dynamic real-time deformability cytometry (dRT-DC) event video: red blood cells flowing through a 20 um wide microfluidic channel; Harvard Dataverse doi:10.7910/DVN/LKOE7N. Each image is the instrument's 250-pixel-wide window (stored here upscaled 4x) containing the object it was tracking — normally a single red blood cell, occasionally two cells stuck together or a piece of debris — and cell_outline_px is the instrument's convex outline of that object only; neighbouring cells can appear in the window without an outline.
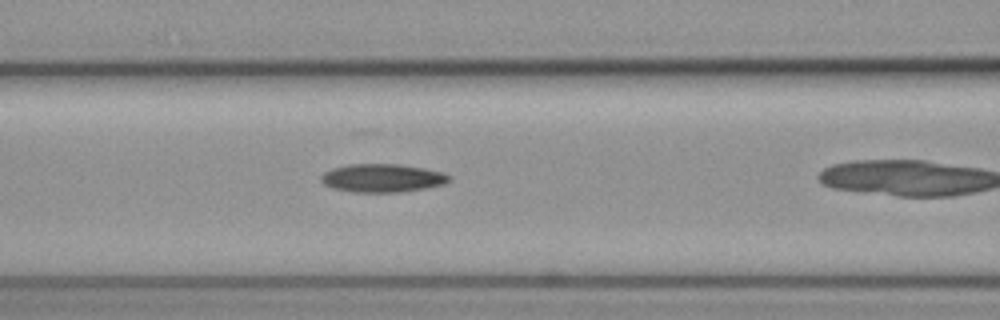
{"species": "common noctule bat (a hibernating species)", "species_latin": "Nyctalus noctula", "temperature_condition": "cold", "stored_images_in_passage": 17, "camera_frame_rate_fps": 3000, "um_per_image_px": 0.085, "animal": {"sex": "female", "body_mass_g": 19.3, "forearm_length_mm": 54.1}, "frame": {"image": 1, "passage_image": 10, "time_ms": 3.0, "image_size_px": [1000, 320], "cell_outline_px": [[448, 180], [444, 184], [424, 188], [400, 192], [352, 192], [332, 188], [324, 184], [320, 180], [320, 176], [324, 172], [332, 168], [348, 164], [400, 164], [440, 172], [448, 176]], "centroid_in_image_um": [32.4, 15.13], "position_along_channel_um": 134.2, "area_um2": 20.87}}